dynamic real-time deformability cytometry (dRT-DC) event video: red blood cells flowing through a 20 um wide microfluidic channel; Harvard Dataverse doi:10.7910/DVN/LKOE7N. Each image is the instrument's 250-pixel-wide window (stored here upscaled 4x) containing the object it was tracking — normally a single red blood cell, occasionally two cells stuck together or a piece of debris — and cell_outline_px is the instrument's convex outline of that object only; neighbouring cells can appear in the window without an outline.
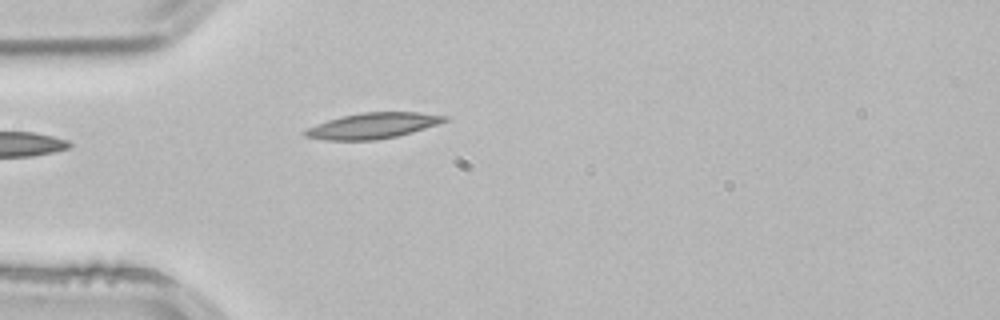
{"species": "common noctule bat (a hibernating species)", "species_latin": "Nyctalus noctula", "temperature_condition": "room temperature", "stored_images_in_passage": 3, "camera_frame_rate_fps": 3000, "um_per_image_px": 0.085, "animal": {"sex": "male", "body_mass_g": 21.5, "forearm_length_mm": 52.0}, "frame": {"image": 1, "passage_image": 3, "time_ms": 0.667, "image_size_px": [1000, 320], "cell_outline_px": [[448, 120], [412, 132], [396, 136], [376, 140], [324, 140], [304, 136], [300, 132], [308, 128], [328, 120], [360, 112], [420, 112], [448, 116]], "centroid_in_image_um": [31.67, 10.68], "position_along_channel_um": 53.3, "area_um2": 20.75}}